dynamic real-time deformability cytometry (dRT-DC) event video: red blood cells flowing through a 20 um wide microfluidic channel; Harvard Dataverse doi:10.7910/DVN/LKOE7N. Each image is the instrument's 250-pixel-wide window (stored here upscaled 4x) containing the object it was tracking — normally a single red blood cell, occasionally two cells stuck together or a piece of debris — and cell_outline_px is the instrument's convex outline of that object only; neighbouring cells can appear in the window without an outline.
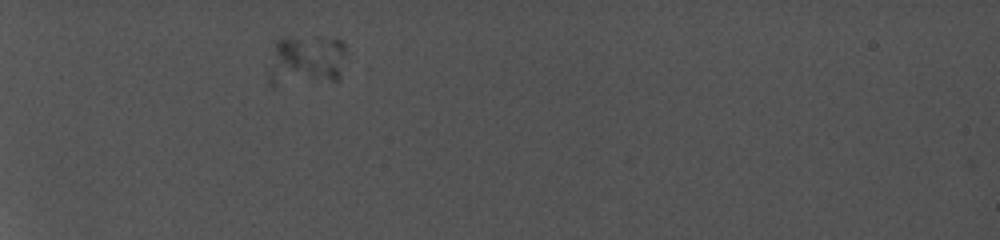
{"species": "common noctule bat (a hibernating species)", "species_latin": "Nyctalus noctula", "temperature_condition": "cold", "stored_images_in_passage": 32, "camera_frame_rate_fps": 5000, "um_per_image_px": 0.085, "animal": {"sex": "female", "body_mass_g": 19.0, "forearm_length_mm": 56.7}, "frame": {"image": 1, "passage_image": 1, "time_ms": 0.0, "image_size_px": [1000, 240], "cell_outline_px": [[344, 52], [340, 76], [336, 84], [292, 68], [280, 60], [276, 56], [276, 40], [288, 36], [316, 36], [340, 40], [344, 44]], "centroid_in_image_um": [26.57, 4.73], "position_along_channel_um": 58.4, "area_um2": 17.17}}
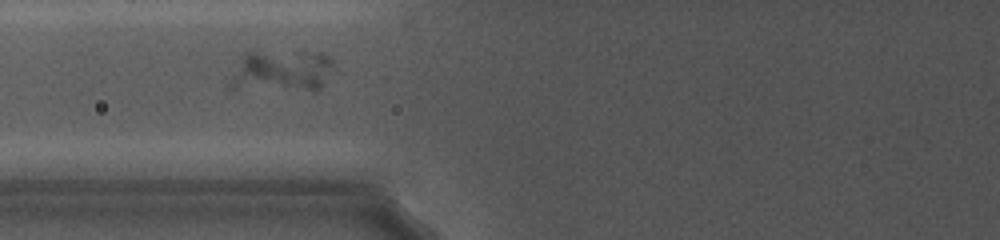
{"frame": {"image": 2, "passage_image": 16, "time_ms": 2.2, "image_size_px": [1000, 240], "cell_outline_px": [[332, 64], [320, 88], [312, 92], [228, 92], [228, 80], [244, 56], [248, 52], [324, 52], [332, 60]], "centroid_in_image_um": [23.82, 6.15], "position_along_channel_um": 102.0, "area_um2": 26.41}}